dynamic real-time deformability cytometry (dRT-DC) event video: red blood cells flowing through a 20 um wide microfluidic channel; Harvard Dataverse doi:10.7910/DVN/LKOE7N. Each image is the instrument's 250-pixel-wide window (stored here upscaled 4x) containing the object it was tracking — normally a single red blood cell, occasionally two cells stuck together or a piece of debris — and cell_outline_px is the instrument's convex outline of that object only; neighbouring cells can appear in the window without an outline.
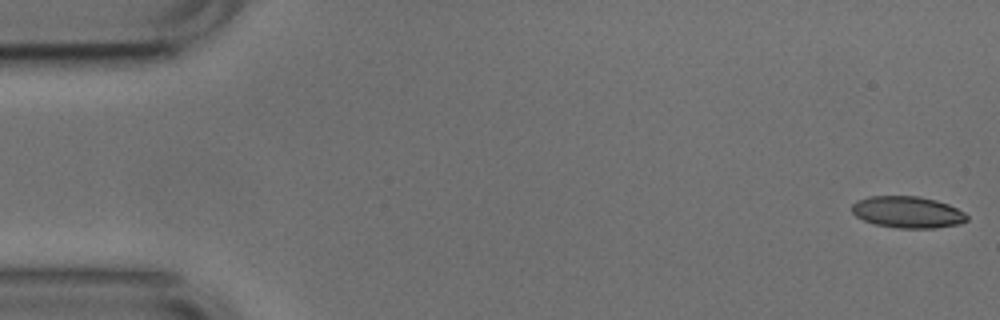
{"species": "common noctule bat (a hibernating species)", "species_latin": "Nyctalus noctula", "temperature_condition": "cold", "stored_images_in_passage": 52, "camera_frame_rate_fps": 3000, "um_per_image_px": 0.085, "animal": {"sex": "male", "body_mass_g": 17.9, "forearm_length_mm": 54.2}, "frame": {"image": 1, "passage_image": 1, "time_ms": 0.0, "image_size_px": [1000, 320], "cell_outline_px": [[968, 220], [960, 224], [936, 228], [900, 228], [876, 224], [864, 220], [856, 216], [852, 212], [852, 204], [856, 200], [868, 196], [920, 196], [936, 200], [948, 204], [964, 212], [968, 216]], "centroid_in_image_um": [77.15, 18.02], "position_along_channel_um": 7.8, "area_um2": 21.27}}
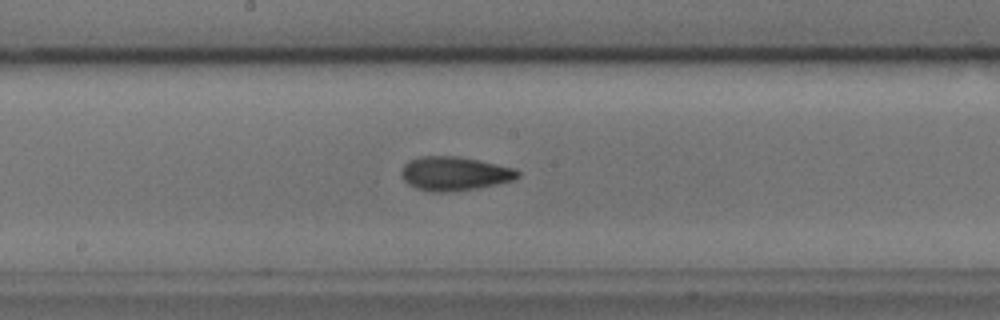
{"frame": {"image": 2, "passage_image": 27, "time_ms": 8.667, "image_size_px": [1000, 320], "cell_outline_px": [[520, 176], [512, 180], [480, 188], [440, 192], [432, 192], [416, 188], [408, 184], [404, 180], [400, 172], [404, 164], [408, 160], [420, 156], [460, 156], [480, 160], [516, 168], [520, 172]], "centroid_in_image_um": [38.63, 14.74], "position_along_channel_um": 209.6, "area_um2": 23.18}}
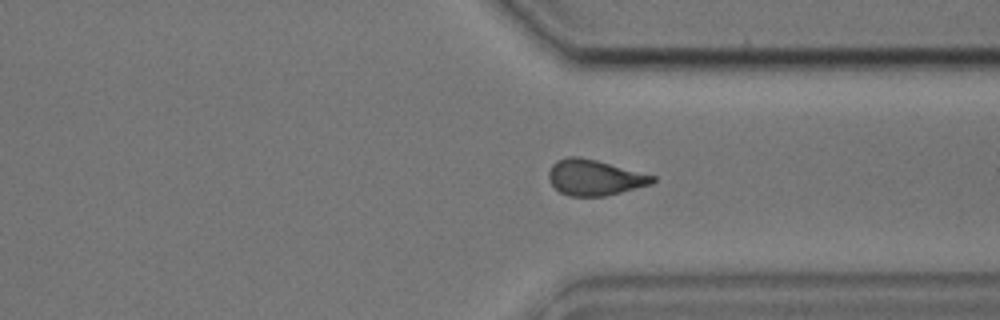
{"frame": {"image": 3, "passage_image": 39, "time_ms": 12.667, "image_size_px": [1000, 320], "cell_outline_px": [[656, 180], [652, 184], [604, 196], [568, 196], [560, 192], [548, 180], [548, 172], [552, 164], [556, 160], [568, 156], [580, 156], [596, 160], [656, 176]], "centroid_in_image_um": [50.51, 15.08], "position_along_channel_um": 360.9, "area_um2": 21.62}, "authors_computed_cell_mechanics": {"area_um2": 21.9929, "velocity_mm_per_s": 3.7892, "shape_relaxation_time_tau1_ms": 6.4359, "shape_relaxation_time_tau2_ms": 2.0326, "deformation_change_tau1": 0.1504, "deformation_change_tau2": 0.0891}}